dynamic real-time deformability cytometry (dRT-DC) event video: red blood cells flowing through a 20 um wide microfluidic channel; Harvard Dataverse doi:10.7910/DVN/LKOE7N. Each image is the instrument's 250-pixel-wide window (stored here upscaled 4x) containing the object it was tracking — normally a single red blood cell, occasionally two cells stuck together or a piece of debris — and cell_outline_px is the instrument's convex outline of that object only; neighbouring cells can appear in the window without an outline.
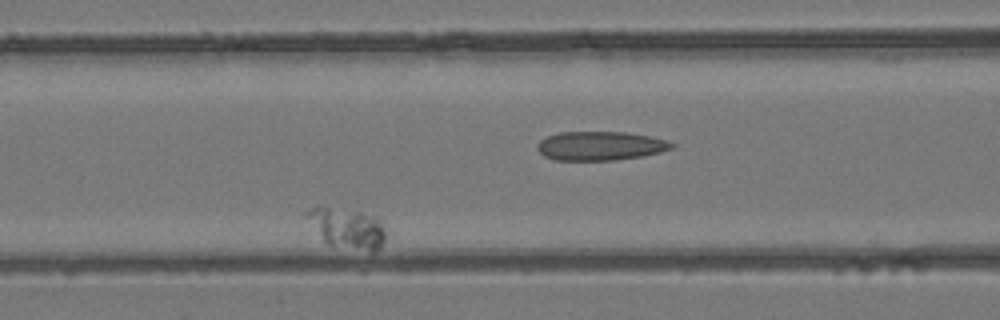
{"species": "common noctule bat (a hibernating species)", "species_latin": "Nyctalus noctula", "temperature_condition": "room temperature", "stored_images_in_passage": 27, "camera_frame_rate_fps": 3000, "um_per_image_px": 0.085, "animal": {"sex": "female", "body_mass_g": 24.6, "forearm_length_mm": 56.2}, "frame": {"image": 1, "passage_image": 9, "time_ms": 2.667, "image_size_px": [1000, 320], "cell_outline_px": [[384, 240], [376, 252], [372, 252], [328, 244], [324, 240], [304, 216], [304, 212], [308, 208], [316, 204], [320, 204], [380, 216], [384, 228]], "centroid_in_image_um": [29.48, 19.33], "position_along_channel_um": 137.1, "area_um2": 18.96}}
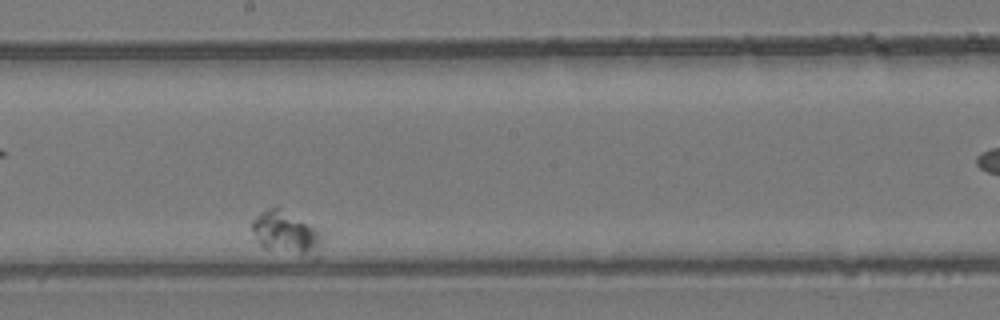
{"frame": {"image": 2, "passage_image": 19, "time_ms": 6.0, "image_size_px": [1000, 320], "cell_outline_px": [[324, 236], [320, 244], [300, 256], [264, 248], [256, 240], [252, 228], [252, 220], [260, 212], [276, 204], [324, 232]], "centroid_in_image_um": [24.25, 19.7], "position_along_channel_um": 224.0, "area_um2": 17.34}}
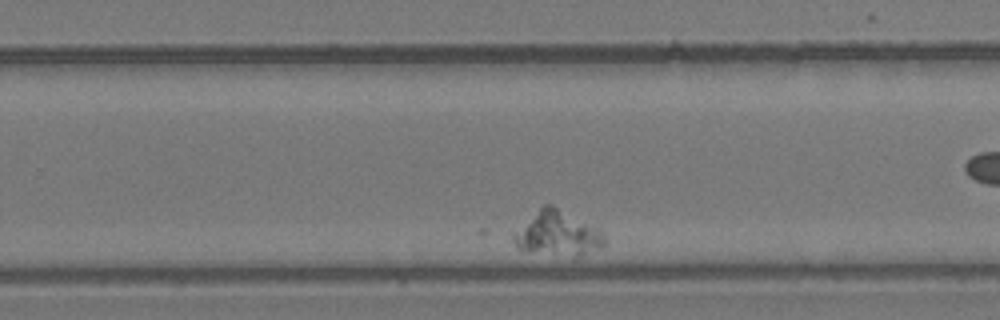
{"frame": {"image": 3, "passage_image": 25, "time_ms": 8.0, "image_size_px": [1000, 320], "cell_outline_px": [[604, 244], [600, 248], [576, 260], [516, 248], [512, 236], [512, 232], [544, 204], [552, 204], [600, 228], [604, 236]], "centroid_in_image_um": [47.42, 19.89], "position_along_channel_um": 282.4, "area_um2": 24.45}}